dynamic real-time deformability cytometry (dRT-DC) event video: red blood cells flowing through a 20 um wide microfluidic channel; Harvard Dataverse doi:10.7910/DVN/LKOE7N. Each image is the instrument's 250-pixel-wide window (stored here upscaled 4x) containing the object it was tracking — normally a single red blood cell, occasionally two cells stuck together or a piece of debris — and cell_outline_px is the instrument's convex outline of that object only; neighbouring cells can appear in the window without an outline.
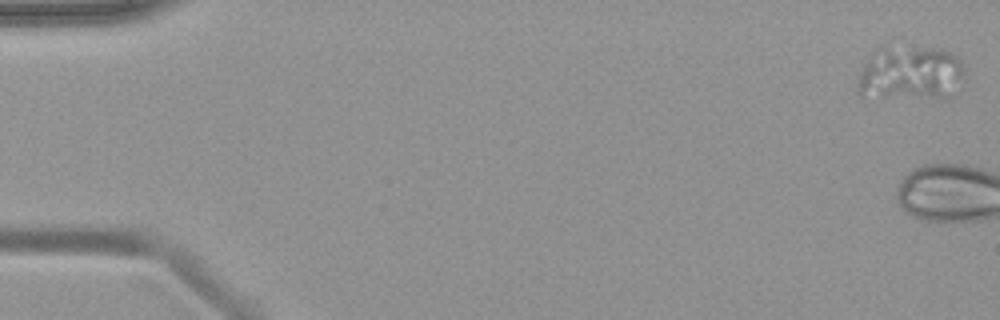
{"species": "common noctule bat (a hibernating species)", "species_latin": "Nyctalus noctula", "temperature_condition": "warm", "stored_images_in_passage": 3, "camera_frame_rate_fps": 3000, "um_per_image_px": 0.085, "animal": {"sex": "female", "body_mass_g": 19.9}, "frame": {"image": 1, "passage_image": 1, "time_ms": 0.0, "image_size_px": [1000, 320], "cell_outline_px": [[964, 72], [952, 100], [940, 100], [860, 96], [856, 92], [856, 84], [860, 72], [864, 64], [884, 44], [948, 52], [960, 60], [964, 68]], "centroid_in_image_um": [77.37, 6.3], "position_along_channel_um": 7.6, "area_um2": 34.56}}